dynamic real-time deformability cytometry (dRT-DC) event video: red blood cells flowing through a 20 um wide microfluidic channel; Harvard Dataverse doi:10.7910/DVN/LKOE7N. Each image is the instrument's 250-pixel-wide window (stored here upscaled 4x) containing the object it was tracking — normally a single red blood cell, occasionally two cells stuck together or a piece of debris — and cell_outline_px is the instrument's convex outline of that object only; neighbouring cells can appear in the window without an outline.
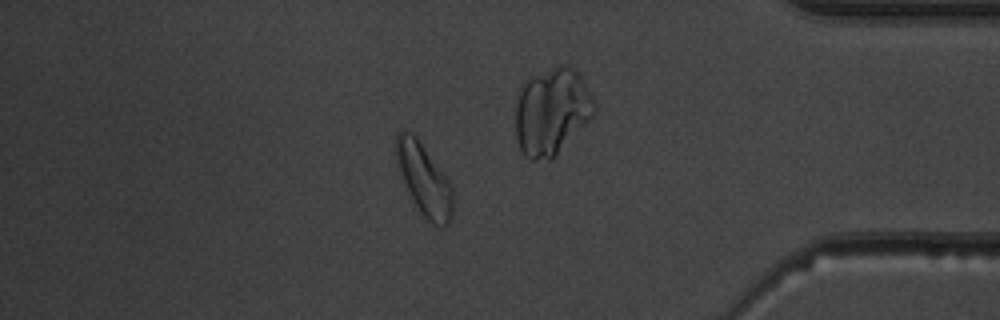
{"species": "common noctule bat (a hibernating species)", "species_latin": "Nyctalus noctula", "temperature_condition": "warm", "stored_images_in_passage": 54, "camera_frame_rate_fps": 3000, "um_per_image_px": 0.085, "animal": {"sex": "male", "body_mass_g": 19.5, "forearm_length_mm": 54.6}, "frame": {"image": 1, "passage_image": 46, "time_ms": 15.0, "image_size_px": [1000, 320], "cell_outline_px": [[452, 216], [448, 224], [432, 224], [420, 212], [412, 200], [404, 184], [396, 164], [396, 136], [404, 128], [412, 132], [416, 136], [448, 180], [452, 188]], "centroid_in_image_um": [36.01, 15.23], "position_along_channel_um": 399.2, "area_um2": 23.35}, "authors_computed_cell_mechanics": {"area_um2": 23.0911, "velocity_mm_per_s": 3.9593, "shape_relaxation_time_tau1_ms": 8.0587, "shape_relaxation_time_tau2_ms": 1.5725, "deformation_change_tau1": 0.1781, "deformation_change_tau2": 0.0657}}